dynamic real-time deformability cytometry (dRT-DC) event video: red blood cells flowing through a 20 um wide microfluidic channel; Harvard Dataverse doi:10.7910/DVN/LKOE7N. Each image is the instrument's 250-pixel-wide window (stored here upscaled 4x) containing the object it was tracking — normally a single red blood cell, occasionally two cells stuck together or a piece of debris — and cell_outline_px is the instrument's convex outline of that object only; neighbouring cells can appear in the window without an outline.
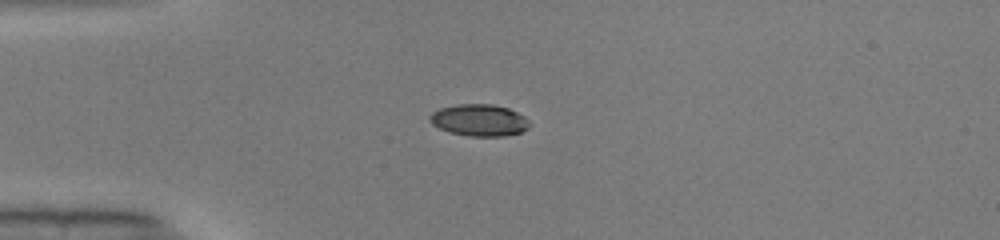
{"species": "common noctule bat (a hibernating species)", "species_latin": "Nyctalus noctula", "temperature_condition": "warm", "stored_images_in_passage": 51, "camera_frame_rate_fps": 3000, "um_per_image_px": 0.085, "animal": {"sex": "male", "body_mass_g": 19.0, "forearm_length_mm": 50.8}, "frame": {"image": 1, "passage_image": 14, "time_ms": 4.333, "image_size_px": [1000, 240], "cell_outline_px": [[528, 128], [520, 132], [504, 136], [468, 136], [448, 132], [432, 124], [428, 120], [428, 116], [432, 112], [440, 108], [456, 104], [492, 104], [508, 108], [524, 116], [528, 120]], "centroid_in_image_um": [40.69, 10.21], "position_along_channel_um": 44.3, "area_um2": 18.5}}
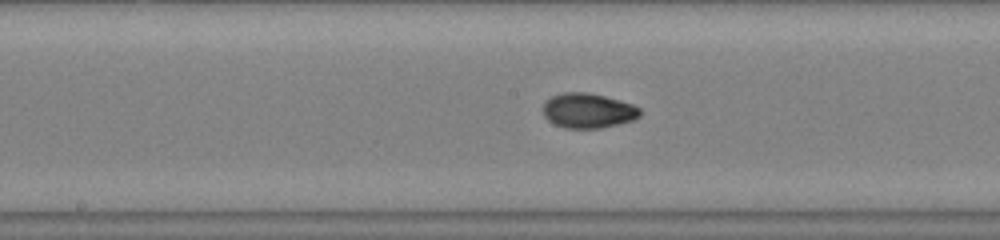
{"frame": {"image": 2, "passage_image": 27, "time_ms": 8.667, "image_size_px": [1000, 240], "cell_outline_px": [[640, 116], [632, 120], [600, 128], [564, 128], [548, 120], [544, 116], [544, 100], [552, 96], [564, 92], [588, 92], [604, 96], [632, 104], [640, 108]], "centroid_in_image_um": [49.96, 9.4], "position_along_channel_um": 198.2, "area_um2": 19.54}}
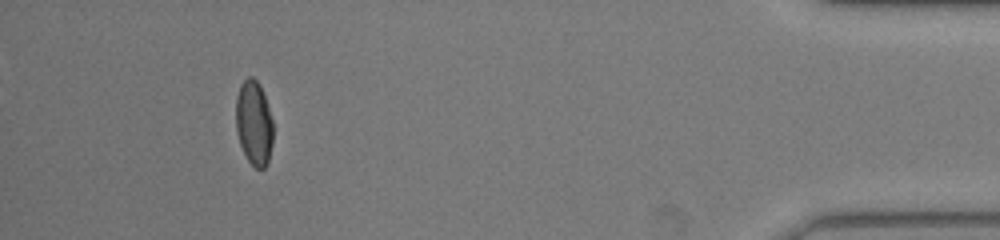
{"frame": {"image": 3, "passage_image": 47, "time_ms": 15.333, "image_size_px": [1000, 240], "cell_outline_px": [[272, 144], [268, 160], [264, 168], [256, 168], [248, 160], [240, 144], [236, 132], [236, 96], [240, 84], [248, 76], [252, 76], [260, 84], [272, 120]], "centroid_in_image_um": [21.56, 10.43], "position_along_channel_um": 413.6, "area_um2": 18.21}, "authors_computed_cell_mechanics": {"area_um2": 18.6116, "velocity_mm_per_s": 4.1091, "shape_relaxation_time_tau1_ms": 7.2137, "shape_relaxation_time_tau2_ms": 1.5801, "deformation_change_tau1": 0.2571, "deformation_change_tau2": 0.0432}}